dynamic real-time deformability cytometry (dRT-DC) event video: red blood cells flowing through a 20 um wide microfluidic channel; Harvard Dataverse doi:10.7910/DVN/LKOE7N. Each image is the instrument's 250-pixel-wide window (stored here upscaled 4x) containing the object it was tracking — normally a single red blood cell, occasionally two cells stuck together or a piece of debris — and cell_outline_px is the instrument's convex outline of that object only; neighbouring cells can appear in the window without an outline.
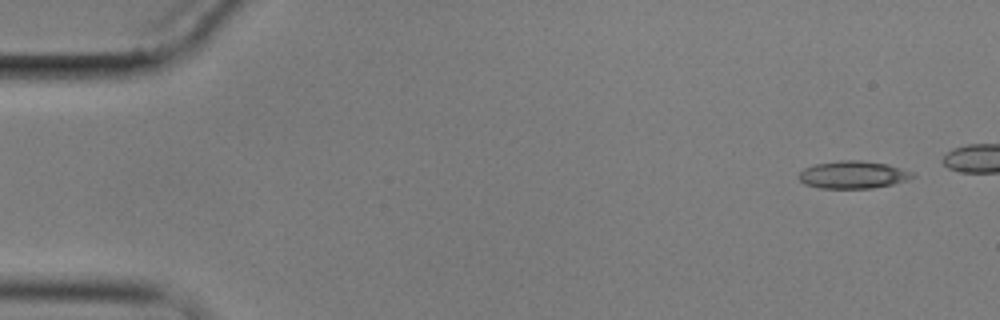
{"species": "common noctule bat (a hibernating species)", "species_latin": "Nyctalus noctula", "temperature_condition": "cold", "stored_images_in_passage": 11, "camera_frame_rate_fps": 3000, "um_per_image_px": 0.085, "animal": {"sex": "male", "body_mass_g": 17.9}, "frame": {"image": 1, "passage_image": 1, "time_ms": 0.0, "image_size_px": [1000, 320], "cell_outline_px": [[916, 176], [908, 180], [892, 184], [872, 188], [820, 188], [804, 184], [796, 176], [804, 168], [816, 164], [840, 160], [860, 160], [888, 164], [912, 172]], "centroid_in_image_um": [72.49, 14.85], "position_along_channel_um": 12.5, "area_um2": 18.26}}
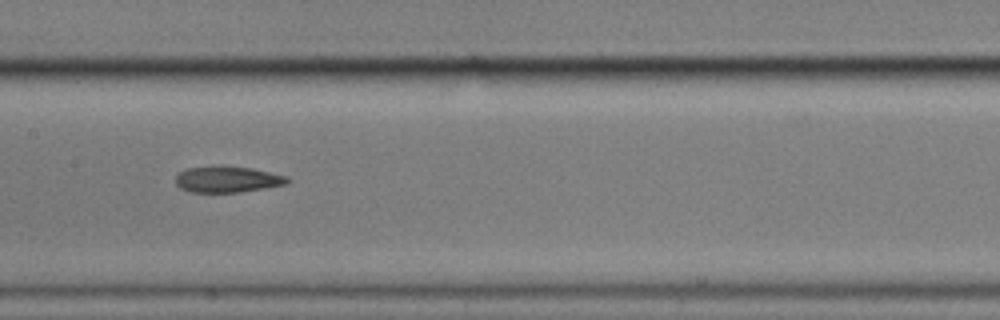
{"frame": {"image": 2, "passage_image": 8, "time_ms": 8.333, "image_size_px": [1000, 320], "cell_outline_px": [[292, 180], [284, 184], [264, 188], [240, 192], [192, 192], [180, 188], [176, 184], [176, 176], [180, 172], [188, 168], [220, 164], [252, 168], [288, 176]], "centroid_in_image_um": [19.33, 15.22], "position_along_channel_um": 188.1, "area_um2": 17.28}}
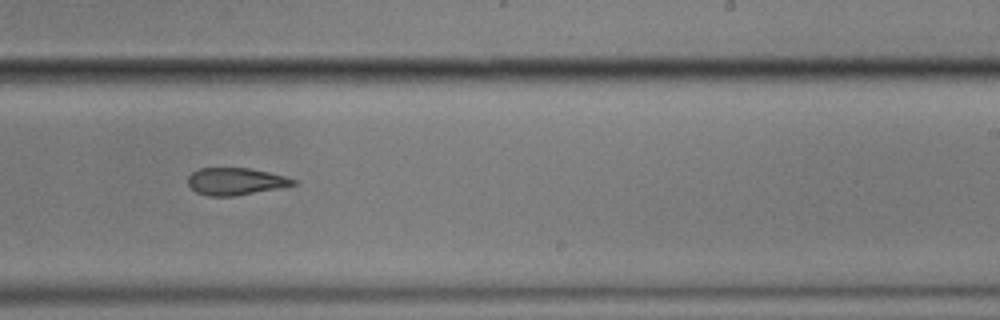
{"frame": {"image": 3, "passage_image": 10, "time_ms": 10.667, "image_size_px": [1000, 320], "cell_outline_px": [[296, 184], [236, 196], [208, 196], [196, 192], [188, 184], [188, 176], [192, 172], [200, 168], [248, 168], [268, 172], [284, 176], [296, 180]], "centroid_in_image_um": [19.98, 15.42], "position_along_channel_um": 269.0, "area_um2": 16.47}}